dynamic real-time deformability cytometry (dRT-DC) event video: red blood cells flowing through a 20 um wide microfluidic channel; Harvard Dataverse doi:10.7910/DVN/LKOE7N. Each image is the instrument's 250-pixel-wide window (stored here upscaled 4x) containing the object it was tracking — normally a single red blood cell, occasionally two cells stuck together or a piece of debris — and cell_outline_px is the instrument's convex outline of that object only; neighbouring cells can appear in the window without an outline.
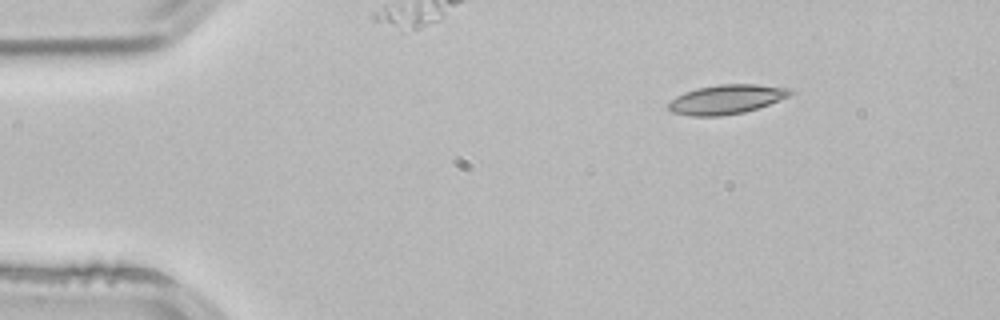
{"species": "common noctule bat (a hibernating species)", "species_latin": "Nyctalus noctula", "temperature_condition": "room temperature", "stored_images_in_passage": 3, "camera_frame_rate_fps": 3000, "um_per_image_px": 0.085, "animal": {"sex": "male", "body_mass_g": 21.5, "forearm_length_mm": 52.0}, "frame": {"image": 1, "passage_image": 1, "time_ms": 0.0, "image_size_px": [1000, 320], "cell_outline_px": [[792, 92], [788, 96], [768, 104], [744, 112], [720, 116], [692, 116], [672, 112], [668, 108], [668, 104], [676, 96], [684, 92], [696, 88], [720, 84], [756, 84], [792, 88]], "centroid_in_image_um": [61.72, 8.43], "position_along_channel_um": 23.3, "area_um2": 20.63}}
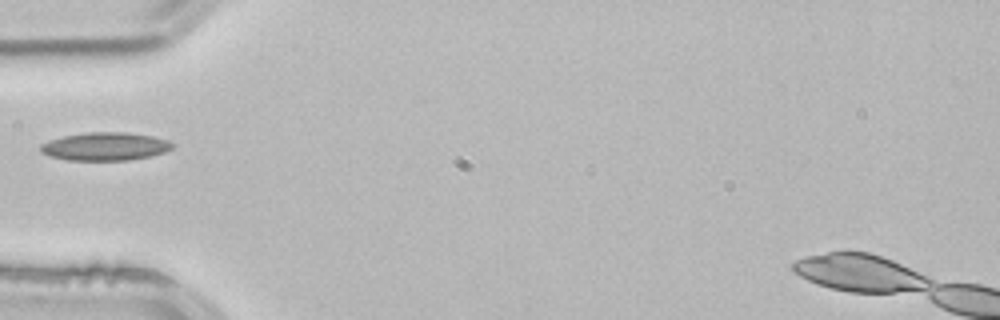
{"frame": {"image": 2, "passage_image": 3, "time_ms": 0.667, "image_size_px": [1000, 320], "cell_outline_px": [[176, 144], [172, 148], [164, 152], [148, 156], [128, 160], [68, 160], [48, 156], [40, 152], [40, 144], [48, 140], [64, 136], [88, 132], [128, 132], [152, 136], [168, 140]], "centroid_in_image_um": [8.92, 12.44], "position_along_channel_um": 76.1, "area_um2": 21.68}}